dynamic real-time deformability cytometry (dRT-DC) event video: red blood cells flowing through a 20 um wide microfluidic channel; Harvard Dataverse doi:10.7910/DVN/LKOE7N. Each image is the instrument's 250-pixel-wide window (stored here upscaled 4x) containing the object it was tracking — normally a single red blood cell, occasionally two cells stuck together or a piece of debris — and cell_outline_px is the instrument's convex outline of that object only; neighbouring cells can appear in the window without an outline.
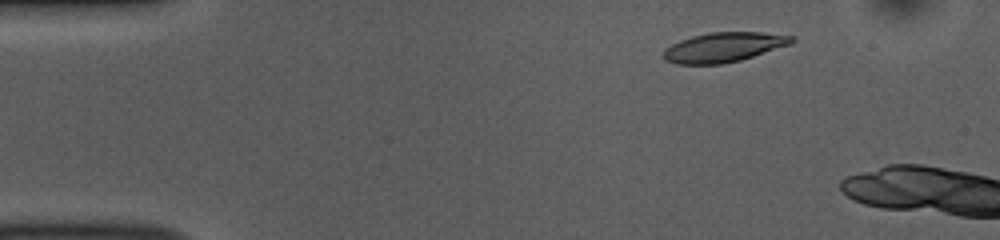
{"species": "common noctule bat (a hibernating species)", "species_latin": "Nyctalus noctula", "temperature_condition": "room temperature", "stored_images_in_passage": 9, "camera_frame_rate_fps": 3000, "um_per_image_px": 0.085, "animal": {"sex": "female", "body_mass_g": 10.0, "forearm_length_mm": 53.1}, "frame": {"image": 1, "passage_image": 6, "time_ms": 1.667, "image_size_px": [1000, 240], "cell_outline_px": [[796, 40], [792, 44], [740, 60], [724, 64], [676, 64], [664, 60], [664, 48], [680, 40], [692, 36], [708, 32], [760, 32], [796, 36]], "centroid_in_image_um": [61.54, 4.01], "position_along_channel_um": 23.5, "area_um2": 22.31}}